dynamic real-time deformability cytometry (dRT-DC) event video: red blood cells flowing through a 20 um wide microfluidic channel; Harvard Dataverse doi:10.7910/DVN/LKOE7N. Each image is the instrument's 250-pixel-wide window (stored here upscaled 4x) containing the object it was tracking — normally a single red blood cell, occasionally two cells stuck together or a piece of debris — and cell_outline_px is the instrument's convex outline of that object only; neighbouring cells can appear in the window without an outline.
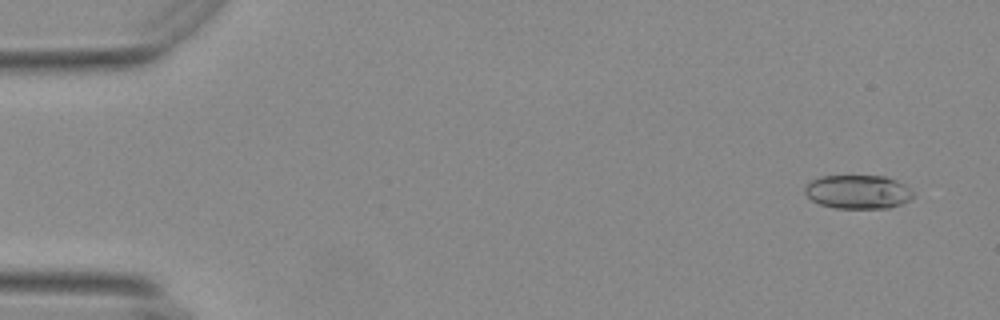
{"species": "Egyptian fruit bat (a non-hibernating species)", "species_latin": "Rousettus aegyptiacus", "temperature_condition": "warm", "stored_images_in_passage": 50, "camera_frame_rate_fps": 3000, "um_per_image_px": 0.085, "animal": {"sex": "female"}, "frame": {"image": 1, "passage_image": 4, "time_ms": 1.0, "image_size_px": [1000, 320], "cell_outline_px": [[912, 196], [908, 200], [900, 204], [888, 208], [836, 208], [820, 204], [812, 200], [804, 192], [804, 184], [820, 176], [884, 176], [896, 180], [904, 184], [912, 192]], "centroid_in_image_um": [72.88, 16.3], "position_along_channel_um": 12.1, "area_um2": 21.21}}
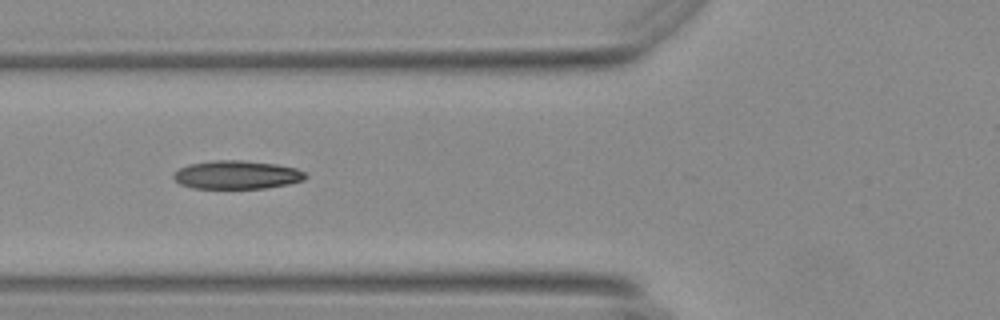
{"frame": {"image": 2, "passage_image": 22, "time_ms": 7.0, "image_size_px": [1000, 320], "cell_outline_px": [[308, 176], [304, 180], [288, 184], [264, 188], [192, 188], [180, 184], [172, 176], [180, 168], [188, 164], [212, 160], [240, 160], [276, 164], [296, 168], [304, 172]], "centroid_in_image_um": [20.13, 14.85], "position_along_channel_um": 105.7, "area_um2": 21.79}}
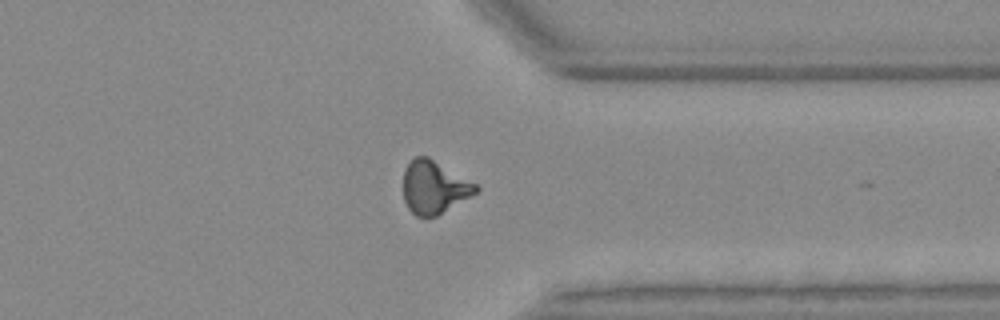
{"frame": {"image": 3, "passage_image": 44, "time_ms": 14.333, "image_size_px": [1000, 320], "cell_outline_px": [[480, 188], [476, 192], [436, 216], [416, 216], [408, 208], [404, 200], [404, 168], [416, 156], [428, 156], [476, 184]], "centroid_in_image_um": [36.87, 15.9], "position_along_channel_um": 374.5, "area_um2": 21.91}, "authors_computed_cell_mechanics": {"area_um2": 21.386, "velocity_mm_per_s": 3.7095, "shape_relaxation_time_tau1_ms": null, "shape_relaxation_time_tau2_ms": 2.3199, "deformation_change_tau1": null, "deformation_change_tau2": 0.1023}}